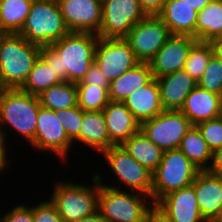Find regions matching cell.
Returning <instances> with one entry per match:
<instances>
[{"instance_id":"d4e9b609","label":"cell","mask_w":222,"mask_h":222,"mask_svg":"<svg viewBox=\"0 0 222 222\" xmlns=\"http://www.w3.org/2000/svg\"><path fill=\"white\" fill-rule=\"evenodd\" d=\"M122 146L129 155L152 173L158 167L164 153L141 130L126 140Z\"/></svg>"},{"instance_id":"4316f807","label":"cell","mask_w":222,"mask_h":222,"mask_svg":"<svg viewBox=\"0 0 222 222\" xmlns=\"http://www.w3.org/2000/svg\"><path fill=\"white\" fill-rule=\"evenodd\" d=\"M179 149L200 171L209 168L212 151L196 126H192L182 138Z\"/></svg>"},{"instance_id":"4fadbf2b","label":"cell","mask_w":222,"mask_h":222,"mask_svg":"<svg viewBox=\"0 0 222 222\" xmlns=\"http://www.w3.org/2000/svg\"><path fill=\"white\" fill-rule=\"evenodd\" d=\"M94 62L110 82L139 63L124 38L104 39L100 37L95 48Z\"/></svg>"},{"instance_id":"cb8c5ba5","label":"cell","mask_w":222,"mask_h":222,"mask_svg":"<svg viewBox=\"0 0 222 222\" xmlns=\"http://www.w3.org/2000/svg\"><path fill=\"white\" fill-rule=\"evenodd\" d=\"M153 78L149 63L139 62L110 82L108 90L110 101L123 102L136 89L147 85Z\"/></svg>"},{"instance_id":"b9f144b4","label":"cell","mask_w":222,"mask_h":222,"mask_svg":"<svg viewBox=\"0 0 222 222\" xmlns=\"http://www.w3.org/2000/svg\"><path fill=\"white\" fill-rule=\"evenodd\" d=\"M145 222H172V220L154 205L148 211Z\"/></svg>"},{"instance_id":"60d3db41","label":"cell","mask_w":222,"mask_h":222,"mask_svg":"<svg viewBox=\"0 0 222 222\" xmlns=\"http://www.w3.org/2000/svg\"><path fill=\"white\" fill-rule=\"evenodd\" d=\"M207 171L222 177V147L212 152V159Z\"/></svg>"},{"instance_id":"5bb4252c","label":"cell","mask_w":222,"mask_h":222,"mask_svg":"<svg viewBox=\"0 0 222 222\" xmlns=\"http://www.w3.org/2000/svg\"><path fill=\"white\" fill-rule=\"evenodd\" d=\"M69 32L98 34L102 23V1L57 0Z\"/></svg>"},{"instance_id":"44dd1931","label":"cell","mask_w":222,"mask_h":222,"mask_svg":"<svg viewBox=\"0 0 222 222\" xmlns=\"http://www.w3.org/2000/svg\"><path fill=\"white\" fill-rule=\"evenodd\" d=\"M102 112L109 139L114 145H122L140 130V123L123 102L109 101Z\"/></svg>"},{"instance_id":"7dc6e473","label":"cell","mask_w":222,"mask_h":222,"mask_svg":"<svg viewBox=\"0 0 222 222\" xmlns=\"http://www.w3.org/2000/svg\"><path fill=\"white\" fill-rule=\"evenodd\" d=\"M2 138H4V136H3L1 125H0V139H2Z\"/></svg>"},{"instance_id":"f1b7e54d","label":"cell","mask_w":222,"mask_h":222,"mask_svg":"<svg viewBox=\"0 0 222 222\" xmlns=\"http://www.w3.org/2000/svg\"><path fill=\"white\" fill-rule=\"evenodd\" d=\"M32 3L33 0H0V32L18 33Z\"/></svg>"},{"instance_id":"7c38bea8","label":"cell","mask_w":222,"mask_h":222,"mask_svg":"<svg viewBox=\"0 0 222 222\" xmlns=\"http://www.w3.org/2000/svg\"><path fill=\"white\" fill-rule=\"evenodd\" d=\"M171 36L157 15H147L124 38L139 62L148 63Z\"/></svg>"},{"instance_id":"ac0fdd59","label":"cell","mask_w":222,"mask_h":222,"mask_svg":"<svg viewBox=\"0 0 222 222\" xmlns=\"http://www.w3.org/2000/svg\"><path fill=\"white\" fill-rule=\"evenodd\" d=\"M73 145L74 150L79 145L81 148L84 146L83 150L91 148L89 151H94V155L96 152V156L114 145L109 139L106 120L102 111H84L83 124L79 136L73 141Z\"/></svg>"},{"instance_id":"603a6c76","label":"cell","mask_w":222,"mask_h":222,"mask_svg":"<svg viewBox=\"0 0 222 222\" xmlns=\"http://www.w3.org/2000/svg\"><path fill=\"white\" fill-rule=\"evenodd\" d=\"M198 11L180 0H167L157 16L167 25L171 35L195 38Z\"/></svg>"},{"instance_id":"d590c367","label":"cell","mask_w":222,"mask_h":222,"mask_svg":"<svg viewBox=\"0 0 222 222\" xmlns=\"http://www.w3.org/2000/svg\"><path fill=\"white\" fill-rule=\"evenodd\" d=\"M33 219L34 222H64L50 199L44 200L43 197L42 201L34 202Z\"/></svg>"},{"instance_id":"83f0119b","label":"cell","mask_w":222,"mask_h":222,"mask_svg":"<svg viewBox=\"0 0 222 222\" xmlns=\"http://www.w3.org/2000/svg\"><path fill=\"white\" fill-rule=\"evenodd\" d=\"M40 105L50 110L68 109L78 105L76 83L62 81L38 95Z\"/></svg>"},{"instance_id":"7bdbcfd3","label":"cell","mask_w":222,"mask_h":222,"mask_svg":"<svg viewBox=\"0 0 222 222\" xmlns=\"http://www.w3.org/2000/svg\"><path fill=\"white\" fill-rule=\"evenodd\" d=\"M183 3L191 6L196 11L202 10L207 4H209L212 0H180Z\"/></svg>"},{"instance_id":"d6a6232c","label":"cell","mask_w":222,"mask_h":222,"mask_svg":"<svg viewBox=\"0 0 222 222\" xmlns=\"http://www.w3.org/2000/svg\"><path fill=\"white\" fill-rule=\"evenodd\" d=\"M197 83L200 88L222 96V58L214 54Z\"/></svg>"},{"instance_id":"5b68a950","label":"cell","mask_w":222,"mask_h":222,"mask_svg":"<svg viewBox=\"0 0 222 222\" xmlns=\"http://www.w3.org/2000/svg\"><path fill=\"white\" fill-rule=\"evenodd\" d=\"M100 155L102 159L104 158L103 161L108 165L107 167H110V170H112L111 173L112 175L114 174V180L117 179L113 186L111 185L112 182L110 185L108 183L105 184L104 181L108 179L102 177L98 171H95L94 174L101 184L119 190L139 192L152 199L153 173L129 155L122 145H113L104 150Z\"/></svg>"},{"instance_id":"6da1fadb","label":"cell","mask_w":222,"mask_h":222,"mask_svg":"<svg viewBox=\"0 0 222 222\" xmlns=\"http://www.w3.org/2000/svg\"><path fill=\"white\" fill-rule=\"evenodd\" d=\"M98 35L69 32L51 45L42 46L40 56L62 81L80 82L94 62Z\"/></svg>"},{"instance_id":"ab89813d","label":"cell","mask_w":222,"mask_h":222,"mask_svg":"<svg viewBox=\"0 0 222 222\" xmlns=\"http://www.w3.org/2000/svg\"><path fill=\"white\" fill-rule=\"evenodd\" d=\"M167 0H139L141 8L147 15H157Z\"/></svg>"},{"instance_id":"ba28073f","label":"cell","mask_w":222,"mask_h":222,"mask_svg":"<svg viewBox=\"0 0 222 222\" xmlns=\"http://www.w3.org/2000/svg\"><path fill=\"white\" fill-rule=\"evenodd\" d=\"M199 171L179 148L164 151L152 176L154 205L169 193L191 185Z\"/></svg>"},{"instance_id":"e575fe53","label":"cell","mask_w":222,"mask_h":222,"mask_svg":"<svg viewBox=\"0 0 222 222\" xmlns=\"http://www.w3.org/2000/svg\"><path fill=\"white\" fill-rule=\"evenodd\" d=\"M196 127L212 152L222 147V116L201 122Z\"/></svg>"},{"instance_id":"ee69618b","label":"cell","mask_w":222,"mask_h":222,"mask_svg":"<svg viewBox=\"0 0 222 222\" xmlns=\"http://www.w3.org/2000/svg\"><path fill=\"white\" fill-rule=\"evenodd\" d=\"M77 222H105L104 218L100 214L99 211H96L94 214L89 215L85 218H82L81 220Z\"/></svg>"},{"instance_id":"ffe728a7","label":"cell","mask_w":222,"mask_h":222,"mask_svg":"<svg viewBox=\"0 0 222 222\" xmlns=\"http://www.w3.org/2000/svg\"><path fill=\"white\" fill-rule=\"evenodd\" d=\"M192 185L195 189L200 213L210 222L222 206V177L199 171Z\"/></svg>"},{"instance_id":"484cf974","label":"cell","mask_w":222,"mask_h":222,"mask_svg":"<svg viewBox=\"0 0 222 222\" xmlns=\"http://www.w3.org/2000/svg\"><path fill=\"white\" fill-rule=\"evenodd\" d=\"M222 33V0H212L198 12L195 28L197 41L212 42Z\"/></svg>"},{"instance_id":"f6af8a7d","label":"cell","mask_w":222,"mask_h":222,"mask_svg":"<svg viewBox=\"0 0 222 222\" xmlns=\"http://www.w3.org/2000/svg\"><path fill=\"white\" fill-rule=\"evenodd\" d=\"M214 47V53L219 57L222 58V40H213L211 42Z\"/></svg>"},{"instance_id":"3957f363","label":"cell","mask_w":222,"mask_h":222,"mask_svg":"<svg viewBox=\"0 0 222 222\" xmlns=\"http://www.w3.org/2000/svg\"><path fill=\"white\" fill-rule=\"evenodd\" d=\"M41 47L28 42L18 33H4L0 41V89H20Z\"/></svg>"},{"instance_id":"e0dca14e","label":"cell","mask_w":222,"mask_h":222,"mask_svg":"<svg viewBox=\"0 0 222 222\" xmlns=\"http://www.w3.org/2000/svg\"><path fill=\"white\" fill-rule=\"evenodd\" d=\"M180 111L193 126L222 116V96L200 88L198 85L186 97Z\"/></svg>"},{"instance_id":"bcb514c9","label":"cell","mask_w":222,"mask_h":222,"mask_svg":"<svg viewBox=\"0 0 222 222\" xmlns=\"http://www.w3.org/2000/svg\"><path fill=\"white\" fill-rule=\"evenodd\" d=\"M210 222H222V206L220 207V210Z\"/></svg>"},{"instance_id":"30bf717a","label":"cell","mask_w":222,"mask_h":222,"mask_svg":"<svg viewBox=\"0 0 222 222\" xmlns=\"http://www.w3.org/2000/svg\"><path fill=\"white\" fill-rule=\"evenodd\" d=\"M192 123L180 110H164L140 124L141 132L163 151L177 149Z\"/></svg>"},{"instance_id":"8992f818","label":"cell","mask_w":222,"mask_h":222,"mask_svg":"<svg viewBox=\"0 0 222 222\" xmlns=\"http://www.w3.org/2000/svg\"><path fill=\"white\" fill-rule=\"evenodd\" d=\"M153 206L151 197L145 194L115 189L99 182L98 211L105 222H145Z\"/></svg>"},{"instance_id":"f546056e","label":"cell","mask_w":222,"mask_h":222,"mask_svg":"<svg viewBox=\"0 0 222 222\" xmlns=\"http://www.w3.org/2000/svg\"><path fill=\"white\" fill-rule=\"evenodd\" d=\"M61 82L52 66L39 56L20 90L38 96L44 90Z\"/></svg>"},{"instance_id":"681fc988","label":"cell","mask_w":222,"mask_h":222,"mask_svg":"<svg viewBox=\"0 0 222 222\" xmlns=\"http://www.w3.org/2000/svg\"><path fill=\"white\" fill-rule=\"evenodd\" d=\"M3 34H4L3 32H0V41H1V37H2Z\"/></svg>"},{"instance_id":"7a4b0ae2","label":"cell","mask_w":222,"mask_h":222,"mask_svg":"<svg viewBox=\"0 0 222 222\" xmlns=\"http://www.w3.org/2000/svg\"><path fill=\"white\" fill-rule=\"evenodd\" d=\"M40 107L38 96L20 89H0V125L4 138L13 139L9 137L11 131L30 146L35 138Z\"/></svg>"},{"instance_id":"8d00e7d4","label":"cell","mask_w":222,"mask_h":222,"mask_svg":"<svg viewBox=\"0 0 222 222\" xmlns=\"http://www.w3.org/2000/svg\"><path fill=\"white\" fill-rule=\"evenodd\" d=\"M25 204V205H24ZM8 211H4V208L2 209L4 213H1L0 216V222H34L33 219V203L30 206H26V203H18L11 208Z\"/></svg>"},{"instance_id":"9c48e42d","label":"cell","mask_w":222,"mask_h":222,"mask_svg":"<svg viewBox=\"0 0 222 222\" xmlns=\"http://www.w3.org/2000/svg\"><path fill=\"white\" fill-rule=\"evenodd\" d=\"M30 145L34 151L41 152V154H53L62 165L69 162V154L73 153L72 148L74 150L73 142L68 138L64 127L58 121L55 111L43 107L38 110L35 138Z\"/></svg>"},{"instance_id":"2e32d148","label":"cell","mask_w":222,"mask_h":222,"mask_svg":"<svg viewBox=\"0 0 222 222\" xmlns=\"http://www.w3.org/2000/svg\"><path fill=\"white\" fill-rule=\"evenodd\" d=\"M155 206L172 222H207L200 213L192 184L162 197Z\"/></svg>"},{"instance_id":"9a60e30c","label":"cell","mask_w":222,"mask_h":222,"mask_svg":"<svg viewBox=\"0 0 222 222\" xmlns=\"http://www.w3.org/2000/svg\"><path fill=\"white\" fill-rule=\"evenodd\" d=\"M197 40L188 35H171L148 62L154 78L183 70L192 45Z\"/></svg>"},{"instance_id":"836d02e7","label":"cell","mask_w":222,"mask_h":222,"mask_svg":"<svg viewBox=\"0 0 222 222\" xmlns=\"http://www.w3.org/2000/svg\"><path fill=\"white\" fill-rule=\"evenodd\" d=\"M55 113L68 138L73 142L79 136L84 111L77 105L68 109L57 110Z\"/></svg>"},{"instance_id":"f35d334b","label":"cell","mask_w":222,"mask_h":222,"mask_svg":"<svg viewBox=\"0 0 222 222\" xmlns=\"http://www.w3.org/2000/svg\"><path fill=\"white\" fill-rule=\"evenodd\" d=\"M10 144L5 138L0 139V173H5V171H9V166L13 165L10 164V161L8 158L10 156L9 151L12 150L9 147L11 146L8 145ZM8 159V160H7ZM9 161V162H8ZM0 174V175H1Z\"/></svg>"},{"instance_id":"1f68e13d","label":"cell","mask_w":222,"mask_h":222,"mask_svg":"<svg viewBox=\"0 0 222 222\" xmlns=\"http://www.w3.org/2000/svg\"><path fill=\"white\" fill-rule=\"evenodd\" d=\"M77 102L83 111H103L110 101L109 89L89 84H76Z\"/></svg>"},{"instance_id":"c3c4849f","label":"cell","mask_w":222,"mask_h":222,"mask_svg":"<svg viewBox=\"0 0 222 222\" xmlns=\"http://www.w3.org/2000/svg\"><path fill=\"white\" fill-rule=\"evenodd\" d=\"M214 40H222V33L220 34L218 38H215Z\"/></svg>"},{"instance_id":"8fae6325","label":"cell","mask_w":222,"mask_h":222,"mask_svg":"<svg viewBox=\"0 0 222 222\" xmlns=\"http://www.w3.org/2000/svg\"><path fill=\"white\" fill-rule=\"evenodd\" d=\"M147 16L139 0H103L98 37L125 38L131 28Z\"/></svg>"},{"instance_id":"7402d4cb","label":"cell","mask_w":222,"mask_h":222,"mask_svg":"<svg viewBox=\"0 0 222 222\" xmlns=\"http://www.w3.org/2000/svg\"><path fill=\"white\" fill-rule=\"evenodd\" d=\"M123 103L140 124L164 111L156 78L136 89Z\"/></svg>"},{"instance_id":"52a82bcc","label":"cell","mask_w":222,"mask_h":222,"mask_svg":"<svg viewBox=\"0 0 222 222\" xmlns=\"http://www.w3.org/2000/svg\"><path fill=\"white\" fill-rule=\"evenodd\" d=\"M69 33L57 0H33L30 12L18 32L28 42L51 45Z\"/></svg>"},{"instance_id":"277c9868","label":"cell","mask_w":222,"mask_h":222,"mask_svg":"<svg viewBox=\"0 0 222 222\" xmlns=\"http://www.w3.org/2000/svg\"><path fill=\"white\" fill-rule=\"evenodd\" d=\"M64 180H54L49 195L64 222H77L98 211L99 180L94 173L91 184Z\"/></svg>"},{"instance_id":"4dcf8cb0","label":"cell","mask_w":222,"mask_h":222,"mask_svg":"<svg viewBox=\"0 0 222 222\" xmlns=\"http://www.w3.org/2000/svg\"><path fill=\"white\" fill-rule=\"evenodd\" d=\"M214 54L211 42L196 41L188 53L184 70L198 82Z\"/></svg>"},{"instance_id":"d6986e66","label":"cell","mask_w":222,"mask_h":222,"mask_svg":"<svg viewBox=\"0 0 222 222\" xmlns=\"http://www.w3.org/2000/svg\"><path fill=\"white\" fill-rule=\"evenodd\" d=\"M164 110H180L189 93L198 85L184 69L156 78Z\"/></svg>"},{"instance_id":"74e56055","label":"cell","mask_w":222,"mask_h":222,"mask_svg":"<svg viewBox=\"0 0 222 222\" xmlns=\"http://www.w3.org/2000/svg\"><path fill=\"white\" fill-rule=\"evenodd\" d=\"M76 84H93L96 86H101L105 89H109L110 87V81L105 77L103 71L95 62H93L89 70L85 73L83 79Z\"/></svg>"}]
</instances>
